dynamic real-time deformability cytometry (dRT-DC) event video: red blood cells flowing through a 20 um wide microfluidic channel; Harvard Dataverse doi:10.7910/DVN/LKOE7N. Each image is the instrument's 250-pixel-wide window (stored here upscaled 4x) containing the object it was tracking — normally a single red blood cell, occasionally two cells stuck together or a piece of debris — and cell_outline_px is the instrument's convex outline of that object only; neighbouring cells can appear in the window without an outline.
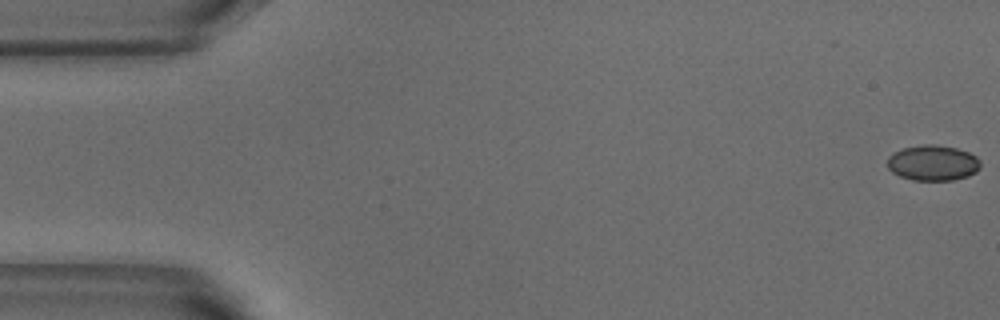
{"species": "common noctule bat (a hibernating species)", "species_latin": "Nyctalus noctula", "temperature_condition": "warm", "stored_images_in_passage": 7, "camera_frame_rate_fps": 3000, "um_per_image_px": 0.085, "animal": {"sex": "male", "body_mass_g": 18.8}, "frame": {"image": 1, "passage_image": 1, "time_ms": 0.0, "image_size_px": [1000, 320], "cell_outline_px": [[980, 168], [976, 172], [968, 176], [952, 180], [912, 180], [900, 176], [892, 172], [888, 168], [888, 156], [892, 152], [904, 148], [924, 144], [936, 144], [956, 148], [968, 152], [976, 156], [980, 160]], "centroid_in_image_um": [79.29, 13.84], "position_along_channel_um": 5.7, "area_um2": 19.36}}
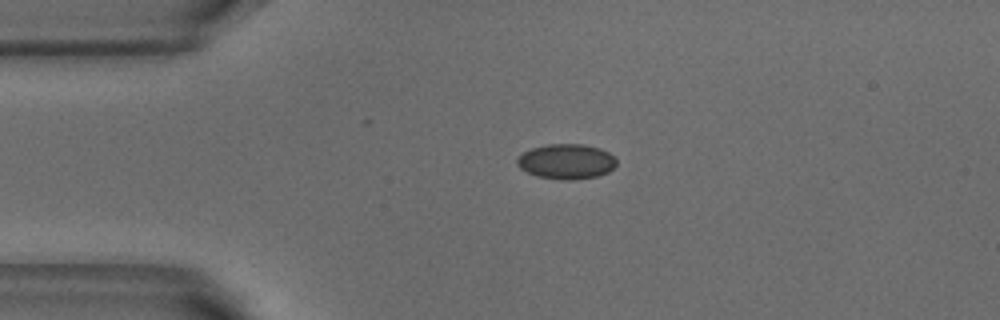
{"frame": {"image": 2, "passage_image": 4, "time_ms": 1.0, "image_size_px": [1000, 320], "cell_outline_px": [[616, 164], [608, 172], [596, 176], [572, 180], [560, 180], [536, 176], [520, 168], [516, 164], [516, 160], [524, 152], [532, 148], [548, 144], [584, 144], [600, 148], [608, 152], [616, 160]], "centroid_in_image_um": [48.13, 13.73], "position_along_channel_um": 36.9, "area_um2": 20.23}}